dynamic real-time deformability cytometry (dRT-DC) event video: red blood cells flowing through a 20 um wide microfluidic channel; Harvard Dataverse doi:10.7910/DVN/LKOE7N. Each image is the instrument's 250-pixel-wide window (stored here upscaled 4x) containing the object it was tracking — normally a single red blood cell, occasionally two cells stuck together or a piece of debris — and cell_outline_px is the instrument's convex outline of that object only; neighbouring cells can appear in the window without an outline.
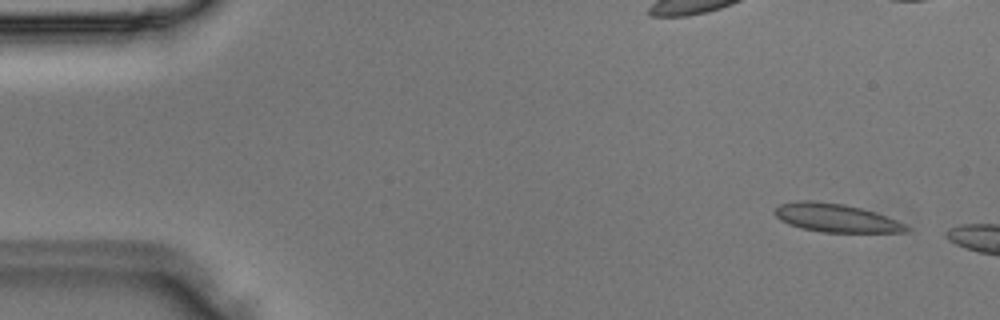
{"species": "Egyptian fruit bat (a non-hibernating species)", "species_latin": "Rousettus aegyptiacus", "temperature_condition": "room temperature", "stored_images_in_passage": 2, "camera_frame_rate_fps": 3000, "um_per_image_px": 0.085, "animal": {"sex": "male"}, "frame": {"image": 1, "passage_image": 1, "time_ms": 0.0, "image_size_px": [1000, 320], "cell_outline_px": [[912, 228], [908, 232], [820, 232], [800, 228], [788, 224], [780, 220], [772, 212], [772, 208], [780, 204], [796, 200], [812, 200], [844, 204], [876, 212], [896, 220]], "centroid_in_image_um": [71.0, 18.51], "position_along_channel_um": 14.0, "area_um2": 22.02}}